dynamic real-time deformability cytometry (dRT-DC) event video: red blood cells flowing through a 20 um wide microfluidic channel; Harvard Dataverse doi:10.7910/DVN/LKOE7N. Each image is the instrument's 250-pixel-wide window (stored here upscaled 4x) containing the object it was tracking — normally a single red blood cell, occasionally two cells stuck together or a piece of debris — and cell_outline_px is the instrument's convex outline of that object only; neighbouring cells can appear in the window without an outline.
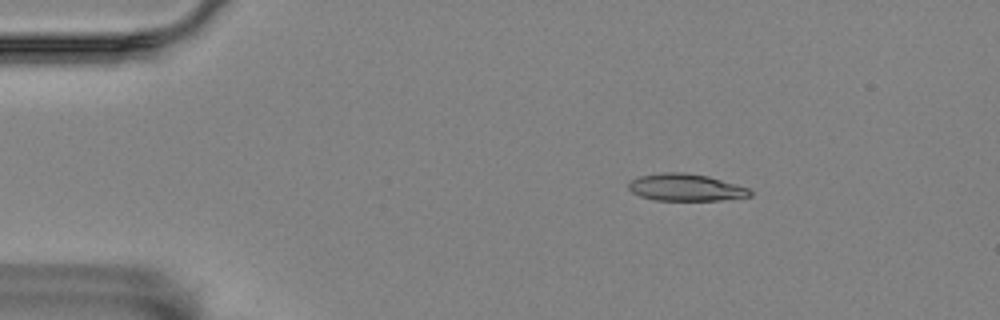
{"species": "Egyptian fruit bat (a non-hibernating species)", "species_latin": "Rousettus aegyptiacus", "temperature_condition": "room temperature", "stored_images_in_passage": 49, "camera_frame_rate_fps": 3000, "um_per_image_px": 0.085, "animal": {"sex": "female"}, "frame": {"image": 1, "passage_image": 1, "time_ms": 0.0, "image_size_px": [1000, 320], "cell_outline_px": [[752, 196], [720, 200], [656, 200], [640, 196], [632, 192], [628, 188], [628, 184], [632, 180], [640, 176], [664, 172], [684, 172], [708, 176], [748, 188], [752, 192]], "centroid_in_image_um": [58.28, 15.93], "position_along_channel_um": 26.7, "area_um2": 19.02}}
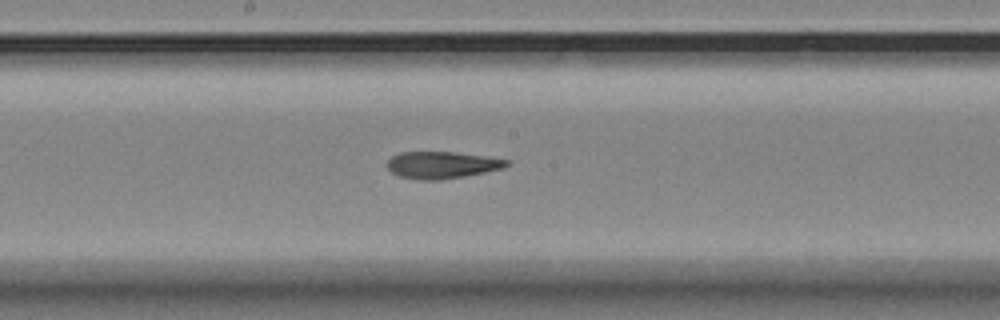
{"frame": {"image": 2, "passage_image": 22, "time_ms": 7.0, "image_size_px": [1000, 320], "cell_outline_px": [[508, 164], [504, 168], [464, 176], [440, 180], [416, 180], [400, 176], [392, 172], [388, 168], [388, 160], [392, 156], [400, 152], [452, 152], [488, 156], [508, 160]], "centroid_in_image_um": [37.56, 14.02], "position_along_channel_um": 210.6, "area_um2": 18.67}}
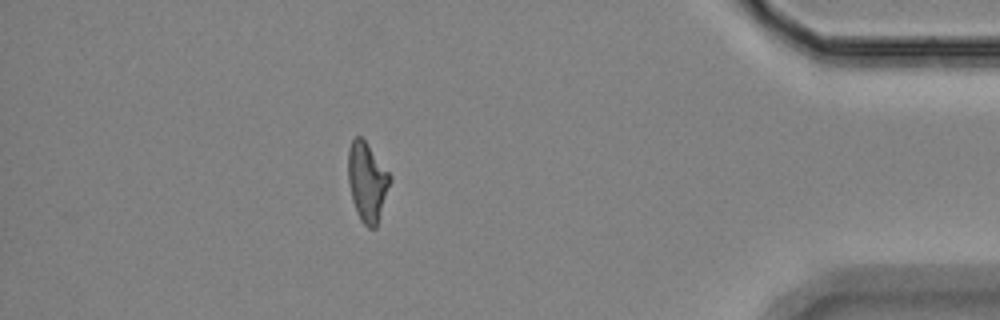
{"frame": {"image": 3, "passage_image": 42, "time_ms": 13.667, "image_size_px": [1000, 320], "cell_outline_px": [[392, 180], [376, 228], [368, 228], [360, 220], [356, 212], [352, 200], [348, 180], [348, 148], [352, 140], [356, 136], [360, 136], [364, 140], [392, 176]], "centroid_in_image_um": [31.21, 15.48], "position_along_channel_um": 404.0, "area_um2": 19.36}, "authors_computed_cell_mechanics": {"area_um2": 19.2474, "velocity_mm_per_s": 3.5178, "shape_relaxation_time_tau1_ms": null, "shape_relaxation_time_tau2_ms": 4.6033, "deformation_change_tau1": null, "deformation_change_tau2": 0.1455}}